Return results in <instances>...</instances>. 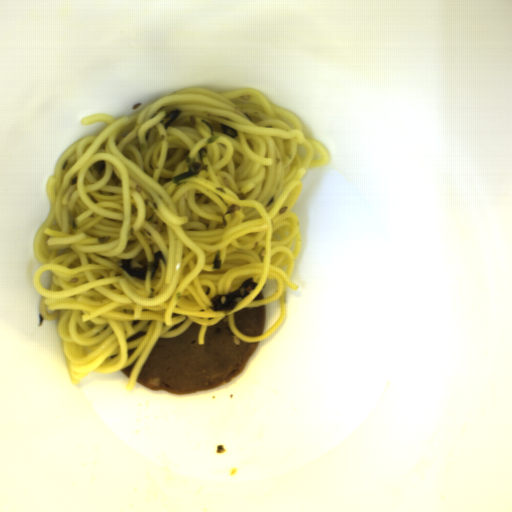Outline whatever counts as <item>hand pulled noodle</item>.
<instances>
[{
  "instance_id": "hand-pulled-noodle-1",
  "label": "hand pulled noodle",
  "mask_w": 512,
  "mask_h": 512,
  "mask_svg": "<svg viewBox=\"0 0 512 512\" xmlns=\"http://www.w3.org/2000/svg\"><path fill=\"white\" fill-rule=\"evenodd\" d=\"M179 109L167 130L169 111ZM212 125L218 139L207 143ZM82 125L109 123L65 149L47 181L49 213L34 234L41 263L33 285L40 312L55 320L72 385L89 373L133 368L132 391L158 338L179 337L192 323L207 327L225 321L245 342H261L286 318V287L300 253L299 214L293 208L303 175L330 162L317 138L302 123L254 89L217 93L185 87L115 120L90 115ZM237 130L222 134L220 125ZM208 154L199 159L198 152ZM187 157L201 163L197 175L174 185L188 171ZM105 161L98 175L93 163ZM231 204L241 206L226 214ZM221 250V269L212 267ZM163 252L153 280L130 277L121 259L144 268ZM53 270L50 289L39 274ZM250 277L259 283L230 311L212 310L211 299L230 293ZM269 279L277 292L252 301ZM278 298L281 315L261 336L243 335L233 313ZM146 335L126 342L138 331Z\"/></svg>"
}]
</instances>
